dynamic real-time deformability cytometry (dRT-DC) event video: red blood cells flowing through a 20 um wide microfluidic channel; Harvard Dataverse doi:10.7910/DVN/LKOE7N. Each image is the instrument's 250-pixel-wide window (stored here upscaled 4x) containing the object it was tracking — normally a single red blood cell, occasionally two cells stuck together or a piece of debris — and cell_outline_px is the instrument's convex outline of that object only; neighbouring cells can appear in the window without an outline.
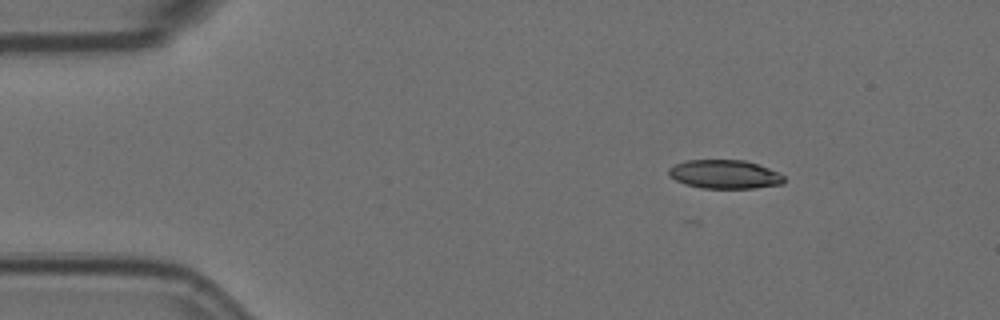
{"species": "Egyptian fruit bat (a non-hibernating species)", "species_latin": "Rousettus aegyptiacus", "temperature_condition": "room temperature", "stored_images_in_passage": 6, "camera_frame_rate_fps": 3000, "um_per_image_px": 0.085, "animal": {"sex": "female"}, "frame": {"image": 1, "passage_image": 2, "time_ms": 0.333, "image_size_px": [1000, 320], "cell_outline_px": [[784, 184], [756, 188], [700, 188], [684, 184], [668, 176], [668, 168], [676, 164], [688, 160], [744, 160], [780, 172], [784, 176]], "centroid_in_image_um": [61.6, 14.82], "position_along_channel_um": 23.4, "area_um2": 19.42}}
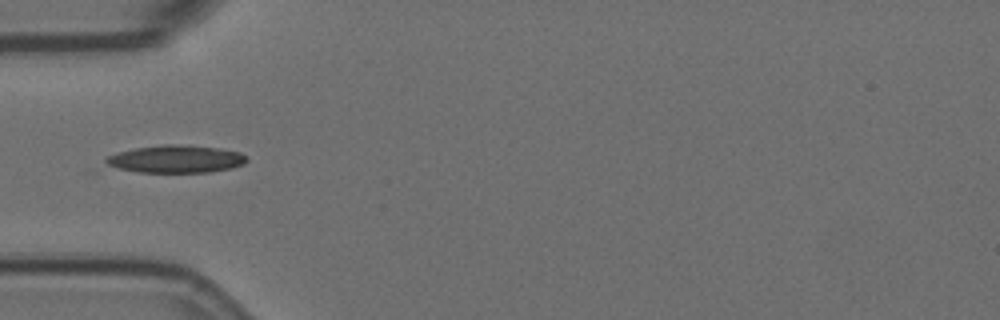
{"frame": {"image": 2, "passage_image": 5, "time_ms": 1.333, "image_size_px": [1000, 320], "cell_outline_px": [[248, 160], [244, 164], [232, 168], [208, 172], [140, 172], [120, 168], [108, 164], [104, 160], [108, 156], [116, 152], [136, 148], [160, 144], [188, 144], [220, 148], [240, 152], [248, 156]], "centroid_in_image_um": [15.02, 13.5], "position_along_channel_um": 70.0, "area_um2": 22.77}}
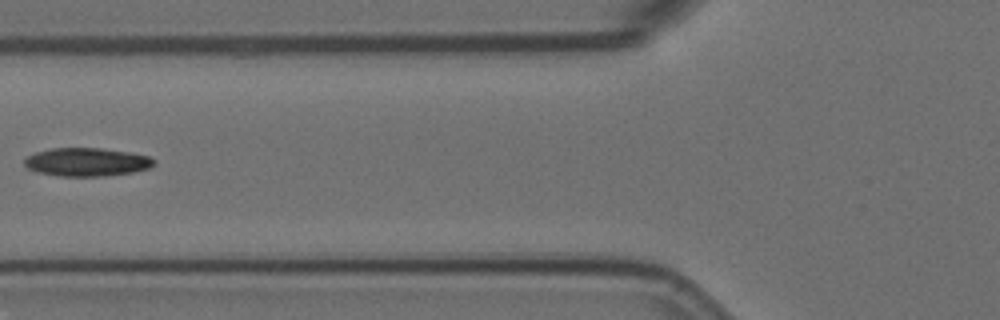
{"frame": {"image": 3, "passage_image": 6, "time_ms": 1.667, "image_size_px": [1000, 320], "cell_outline_px": [[156, 160], [148, 168], [132, 172], [104, 176], [60, 176], [36, 172], [28, 168], [24, 164], [24, 160], [28, 156], [36, 152], [52, 148], [100, 148], [128, 152], [148, 156]], "centroid_in_image_um": [7.34, 13.77], "position_along_channel_um": 118.5, "area_um2": 21.21}}